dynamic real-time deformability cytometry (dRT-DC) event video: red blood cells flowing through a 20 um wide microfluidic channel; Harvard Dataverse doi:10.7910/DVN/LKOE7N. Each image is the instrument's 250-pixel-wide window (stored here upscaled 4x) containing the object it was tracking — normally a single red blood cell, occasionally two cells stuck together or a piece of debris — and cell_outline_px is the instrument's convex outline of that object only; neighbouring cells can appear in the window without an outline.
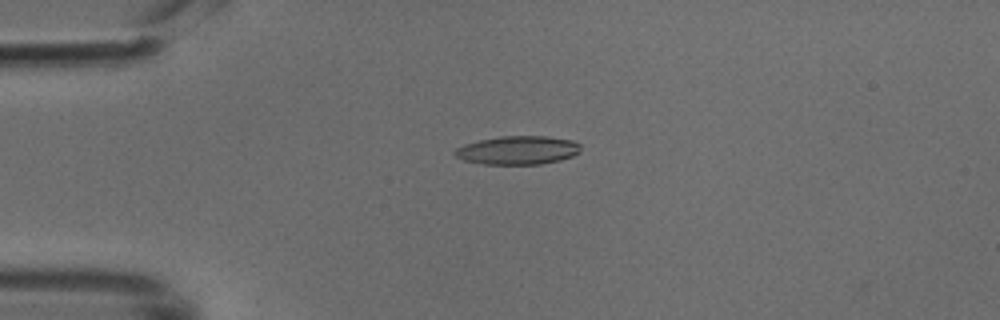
{"species": "common noctule bat (a hibernating species)", "species_latin": "Nyctalus noctula", "temperature_condition": "cold", "stored_images_in_passage": 32, "camera_frame_rate_fps": 3000, "um_per_image_px": 0.085, "animal": {"sex": "male", "body_mass_g": 18.8}, "frame": {"image": 1, "passage_image": 1, "time_ms": 0.0, "image_size_px": [1000, 320], "cell_outline_px": [[580, 152], [572, 156], [560, 160], [540, 164], [484, 164], [464, 160], [456, 156], [452, 152], [456, 148], [464, 144], [480, 140], [500, 136], [544, 136], [572, 140], [580, 144]], "centroid_in_image_um": [44.01, 12.76], "position_along_channel_um": 41.0, "area_um2": 20.87}}
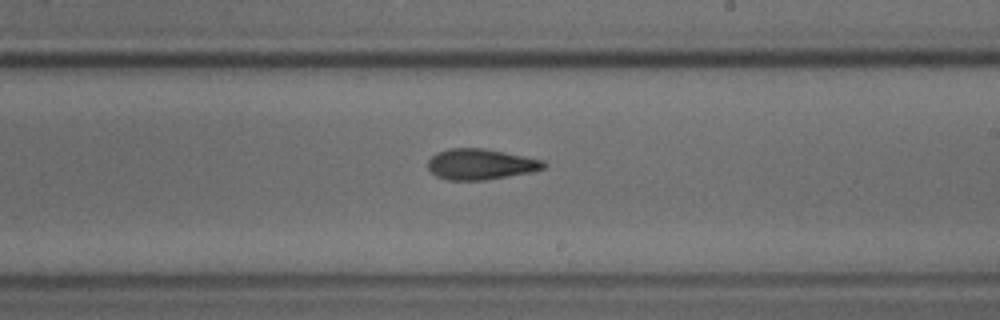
{"frame": {"image": 2, "passage_image": 18, "time_ms": 5.667, "image_size_px": [1000, 320], "cell_outline_px": [[544, 168], [532, 172], [484, 180], [448, 180], [436, 176], [428, 168], [428, 160], [436, 152], [448, 148], [484, 148], [544, 160]], "centroid_in_image_um": [40.82, 13.95], "position_along_channel_um": 248.2, "area_um2": 20.69}}
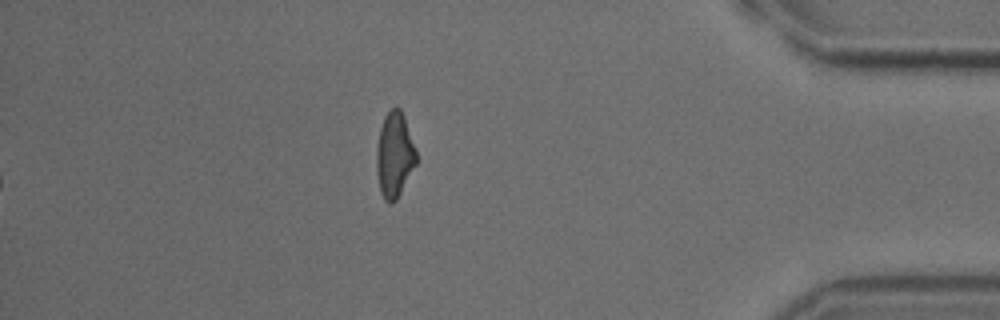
{"frame": {"image": 3, "passage_image": 32, "time_ms": 10.333, "image_size_px": [1000, 320], "cell_outline_px": [[416, 164], [396, 200], [392, 204], [388, 204], [384, 200], [380, 192], [376, 168], [376, 148], [380, 128], [384, 116], [396, 104], [400, 108], [404, 116], [416, 152]], "centroid_in_image_um": [33.51, 13.17], "position_along_channel_um": 401.7, "area_um2": 19.77}}